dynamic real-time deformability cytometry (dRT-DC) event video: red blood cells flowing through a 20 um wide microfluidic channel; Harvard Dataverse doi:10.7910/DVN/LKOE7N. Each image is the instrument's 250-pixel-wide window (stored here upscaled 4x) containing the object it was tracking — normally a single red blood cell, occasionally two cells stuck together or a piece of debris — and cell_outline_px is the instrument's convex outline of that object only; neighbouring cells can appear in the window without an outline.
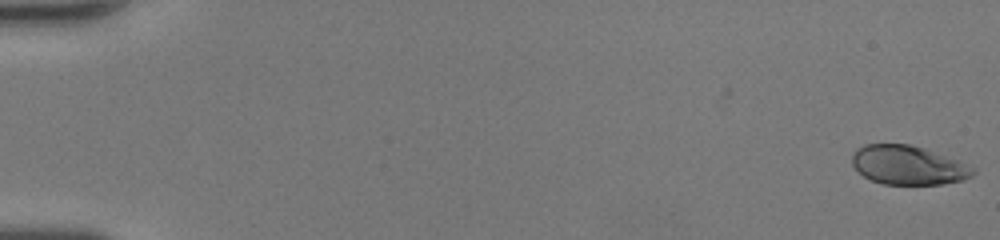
{"species": "human", "species_latin": "Homo sapiens", "temperature_condition": "room temperature", "stored_images_in_passage": 50, "camera_frame_rate_fps": 3000, "um_per_image_px": 0.085, "donor": {"sex": "female"}, "frame": {"image": 1, "passage_image": 1, "time_ms": 0.0, "image_size_px": [1000, 240], "cell_outline_px": [[976, 172], [972, 176], [964, 180], [944, 184], [884, 184], [872, 180], [864, 176], [852, 164], [852, 152], [856, 148], [864, 144], [908, 144], [924, 148], [960, 160], [976, 168]], "centroid_in_image_um": [77.23, 14.03], "position_along_channel_um": 7.8, "area_um2": 27.74}}
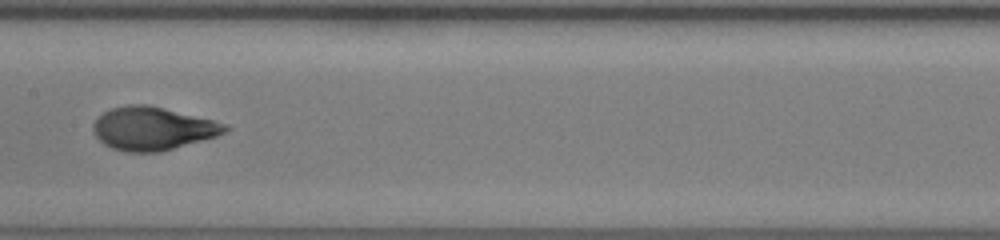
{"frame": {"image": 2, "passage_image": 27, "time_ms": 8.667, "image_size_px": [1000, 240], "cell_outline_px": [[232, 128], [216, 136], [160, 152], [128, 152], [112, 148], [104, 144], [96, 136], [92, 128], [92, 124], [104, 112], [112, 108], [128, 104], [148, 104], [228, 124]], "centroid_in_image_um": [12.97, 10.92], "position_along_channel_um": 194.4, "area_um2": 32.95}}
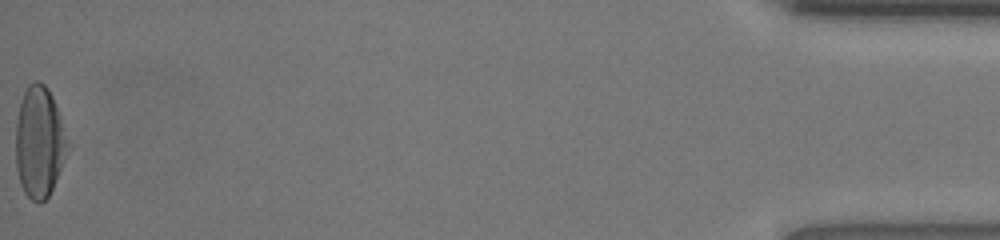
{"frame": {"image": 3, "passage_image": 50, "time_ms": 16.333, "image_size_px": [1000, 240], "cell_outline_px": [[72, 144], [52, 188], [48, 196], [40, 204], [32, 200], [24, 192], [20, 184], [16, 168], [16, 120], [20, 104], [24, 92], [28, 84], [36, 80], [44, 84], [48, 88], [52, 96]], "centroid_in_image_um": [3.37, 12.07], "position_along_channel_um": 431.8, "area_um2": 34.04}, "authors_computed_cell_mechanics": {"area_um2": 31.3276, "velocity_mm_per_s": 4.3187, "shape_relaxation_time_tau1_ms": 3.1444, "shape_relaxation_time_tau2_ms": 0.6319, "deformation_change_tau1": 0.2069, "deformation_change_tau2": 0.0638}}